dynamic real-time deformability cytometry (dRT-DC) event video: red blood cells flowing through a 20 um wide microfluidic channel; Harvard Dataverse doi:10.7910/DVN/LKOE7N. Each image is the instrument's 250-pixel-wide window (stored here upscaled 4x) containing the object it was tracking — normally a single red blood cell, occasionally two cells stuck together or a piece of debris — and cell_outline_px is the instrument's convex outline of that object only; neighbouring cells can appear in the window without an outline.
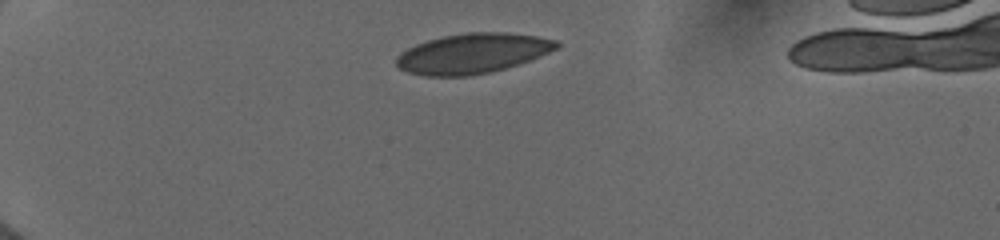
{"species": "human", "species_latin": "Homo sapiens", "temperature_condition": "cold", "stored_images_in_passage": 5, "camera_frame_rate_fps": 3000, "um_per_image_px": 0.085, "donor": {"sex": "female"}, "frame": {"image": 1, "passage_image": 1, "time_ms": 0.0, "image_size_px": [1000, 240], "cell_outline_px": [[560, 44], [556, 48], [548, 52], [528, 60], [504, 68], [488, 72], [468, 76], [424, 76], [408, 72], [400, 68], [396, 64], [396, 56], [408, 48], [416, 44], [428, 40], [444, 36], [468, 32], [504, 32], [536, 36], [556, 40]], "centroid_in_image_um": [40.12, 4.54], "position_along_channel_um": 44.9, "area_um2": 36.88}}
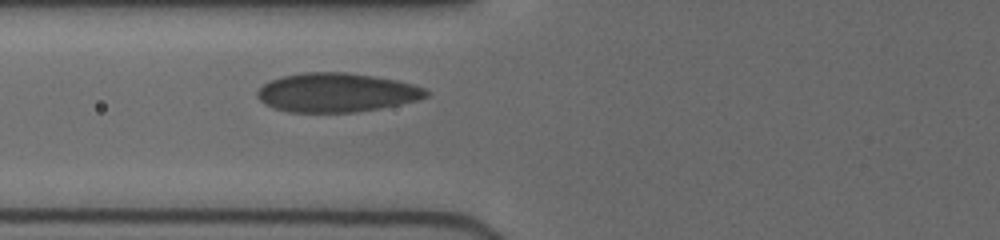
{"frame": {"image": 2, "passage_image": 5, "time_ms": 2.667, "image_size_px": [1000, 240], "cell_outline_px": [[428, 96], [416, 100], [400, 104], [380, 108], [356, 112], [288, 112], [264, 104], [256, 96], [256, 92], [264, 84], [272, 80], [284, 76], [304, 72], [344, 72], [372, 76], [396, 80], [412, 84], [424, 88], [428, 92]], "centroid_in_image_um": [28.59, 7.87], "position_along_channel_um": 97.2, "area_um2": 38.09}}